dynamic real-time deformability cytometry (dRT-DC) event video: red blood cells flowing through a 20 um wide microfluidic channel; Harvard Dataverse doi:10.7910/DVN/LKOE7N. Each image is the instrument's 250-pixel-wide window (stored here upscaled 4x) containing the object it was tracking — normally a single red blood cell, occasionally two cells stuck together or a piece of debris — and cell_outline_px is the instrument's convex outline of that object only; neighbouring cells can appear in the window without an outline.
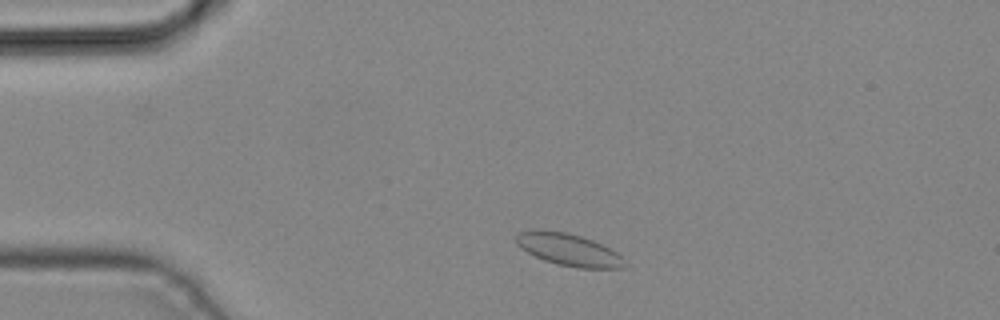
{"species": "common noctule bat (a hibernating species)", "species_latin": "Nyctalus noctula", "temperature_condition": "cold", "stored_images_in_passage": 1, "camera_frame_rate_fps": 3000, "um_per_image_px": 0.085, "animal": {"sex": "male", "body_mass_g": 19.2, "forearm_length_mm": 51.8}, "frame": {"image": 1, "passage_image": 1, "time_ms": 0.0, "image_size_px": [1000, 320], "cell_outline_px": [[628, 264], [624, 268], [576, 268], [556, 264], [544, 260], [528, 252], [516, 244], [516, 236], [520, 232], [536, 228], [564, 232], [580, 236], [592, 240], [616, 252]], "centroid_in_image_um": [48.32, 21.22], "position_along_channel_um": 36.7, "area_um2": 20.29}}